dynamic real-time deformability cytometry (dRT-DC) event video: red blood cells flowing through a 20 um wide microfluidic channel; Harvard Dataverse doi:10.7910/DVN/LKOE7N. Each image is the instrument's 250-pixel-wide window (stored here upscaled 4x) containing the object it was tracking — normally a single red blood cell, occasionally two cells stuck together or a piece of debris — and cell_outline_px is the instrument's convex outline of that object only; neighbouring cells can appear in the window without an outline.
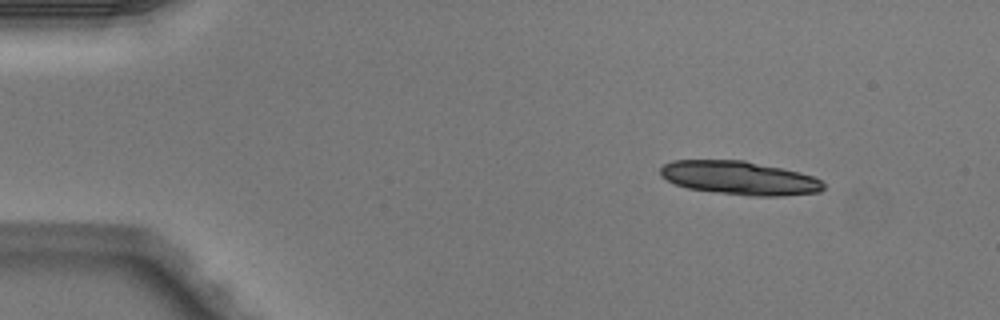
{"species": "Egyptian fruit bat (a non-hibernating species)", "species_latin": "Rousettus aegyptiacus", "temperature_condition": "warm", "stored_images_in_passage": 4, "camera_frame_rate_fps": 3000, "um_per_image_px": 0.085, "animal": {"sex": "male"}, "frame": {"image": 1, "passage_image": 1, "time_ms": 0.0, "image_size_px": [1000, 320], "cell_outline_px": [[824, 188], [820, 192], [780, 196], [752, 196], [688, 188], [676, 184], [660, 176], [660, 168], [664, 164], [672, 160], [744, 160], [800, 172], [812, 176], [820, 180], [824, 184]], "centroid_in_image_um": [62.86, 15.12], "position_along_channel_um": 22.1, "area_um2": 31.73}}
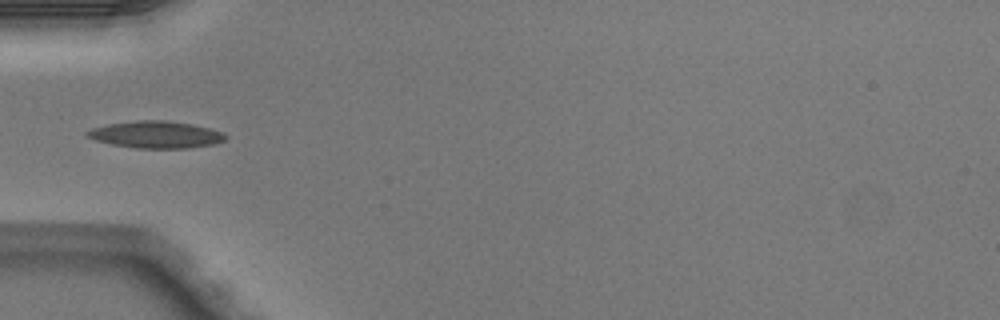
{"frame": {"image": 2, "passage_image": 4, "time_ms": 1.0, "image_size_px": [1000, 320], "cell_outline_px": [[228, 136], [224, 140], [216, 144], [188, 148], [136, 148], [112, 144], [96, 140], [88, 136], [84, 132], [92, 128], [108, 124], [136, 120], [164, 120], [192, 124], [212, 128], [224, 132]], "centroid_in_image_um": [13.31, 11.43], "position_along_channel_um": 71.7, "area_um2": 21.85}}